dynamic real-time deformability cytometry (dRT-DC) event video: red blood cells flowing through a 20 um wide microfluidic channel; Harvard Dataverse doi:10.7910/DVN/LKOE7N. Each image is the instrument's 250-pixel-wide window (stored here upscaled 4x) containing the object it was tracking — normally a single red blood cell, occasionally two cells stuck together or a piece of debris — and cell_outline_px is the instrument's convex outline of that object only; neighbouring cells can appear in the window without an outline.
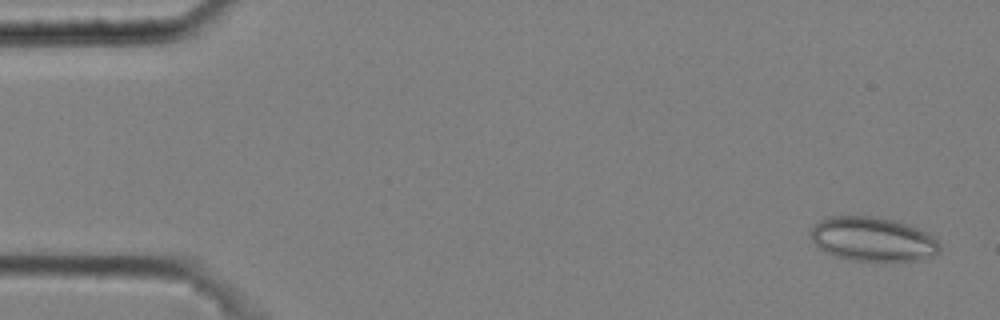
{"species": "common noctule bat (a hibernating species)", "species_latin": "Nyctalus noctula", "temperature_condition": "cold", "stored_images_in_passage": 4, "camera_frame_rate_fps": 3000, "um_per_image_px": 0.085, "animal": {"sex": "male", "body_mass_g": 20.4}, "frame": {"image": 1, "passage_image": 1, "time_ms": 0.0, "image_size_px": [1000, 320], "cell_outline_px": [[940, 252], [932, 256], [916, 260], [848, 260], [832, 256], [824, 252], [812, 240], [812, 228], [820, 220], [828, 216], [872, 216], [896, 220], [916, 228], [932, 236], [940, 244]], "centroid_in_image_um": [74.16, 20.33], "position_along_channel_um": 10.8, "area_um2": 33.0}}